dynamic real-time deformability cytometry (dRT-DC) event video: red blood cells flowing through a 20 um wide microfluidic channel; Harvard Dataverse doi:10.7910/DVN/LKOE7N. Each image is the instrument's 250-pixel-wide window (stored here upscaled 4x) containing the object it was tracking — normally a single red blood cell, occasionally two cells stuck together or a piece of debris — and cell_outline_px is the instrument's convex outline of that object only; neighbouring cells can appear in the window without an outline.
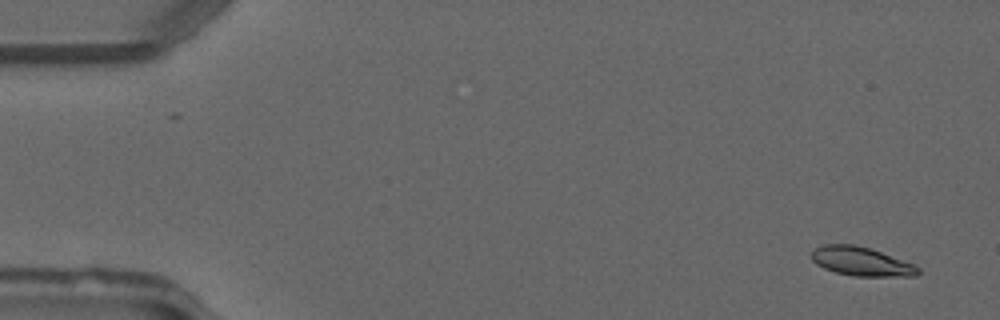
{"species": "common noctule bat (a hibernating species)", "species_latin": "Nyctalus noctula", "temperature_condition": "warm", "stored_images_in_passage": 50, "camera_frame_rate_fps": 3000, "um_per_image_px": 0.085, "animal": {"sex": "male", "forearm_length_mm": 52.5}, "frame": {"image": 1, "passage_image": 3, "time_ms": 0.667, "image_size_px": [1000, 320], "cell_outline_px": [[920, 272], [916, 276], [852, 276], [836, 272], [824, 268], [816, 264], [812, 260], [812, 252], [816, 248], [824, 244], [856, 244], [880, 252], [912, 264], [920, 268]], "centroid_in_image_um": [73.19, 22.23], "position_along_channel_um": 11.8, "area_um2": 17.69}}
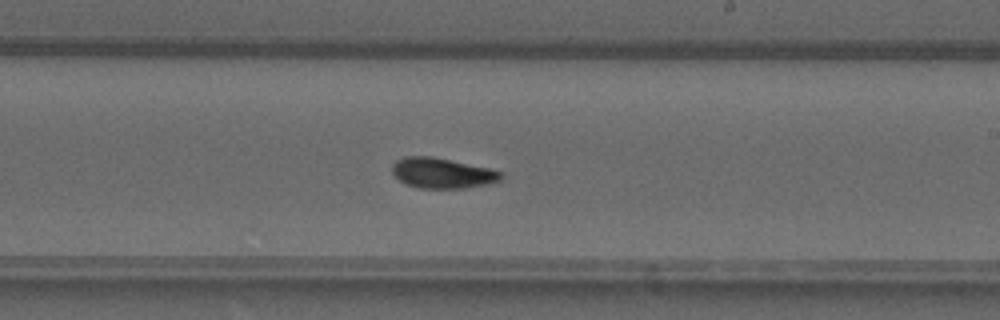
{"frame": {"image": 2, "passage_image": 30, "time_ms": 9.667, "image_size_px": [1000, 320], "cell_outline_px": [[504, 176], [500, 180], [488, 184], [464, 188], [420, 188], [408, 184], [400, 180], [392, 172], [392, 164], [396, 160], [404, 156], [432, 156], [488, 168], [504, 172]], "centroid_in_image_um": [37.6, 14.7], "position_along_channel_um": 251.4, "area_um2": 19.19}}
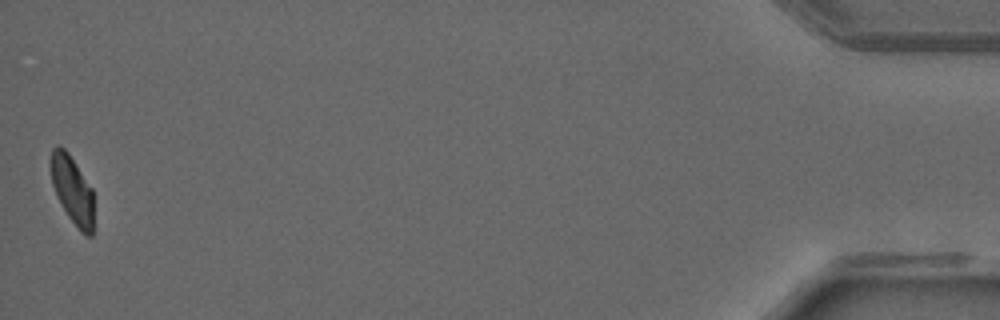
{"frame": {"image": 3, "passage_image": 50, "time_ms": 16.333, "image_size_px": [1000, 320], "cell_outline_px": [[92, 236], [84, 236], [80, 232], [68, 216], [56, 196], [52, 184], [48, 164], [52, 148], [56, 144], [60, 144], [68, 152], [92, 188]], "centroid_in_image_um": [6.09, 16.08], "position_along_channel_um": 429.1, "area_um2": 17.28}, "authors_computed_cell_mechanics": {"area_um2": 18.4671, "velocity_mm_per_s": 4.1147, "shape_relaxation_time_tau1_ms": null, "shape_relaxation_time_tau2_ms": 2.8753, "deformation_change_tau1": null, "deformation_change_tau2": 0.0735}}